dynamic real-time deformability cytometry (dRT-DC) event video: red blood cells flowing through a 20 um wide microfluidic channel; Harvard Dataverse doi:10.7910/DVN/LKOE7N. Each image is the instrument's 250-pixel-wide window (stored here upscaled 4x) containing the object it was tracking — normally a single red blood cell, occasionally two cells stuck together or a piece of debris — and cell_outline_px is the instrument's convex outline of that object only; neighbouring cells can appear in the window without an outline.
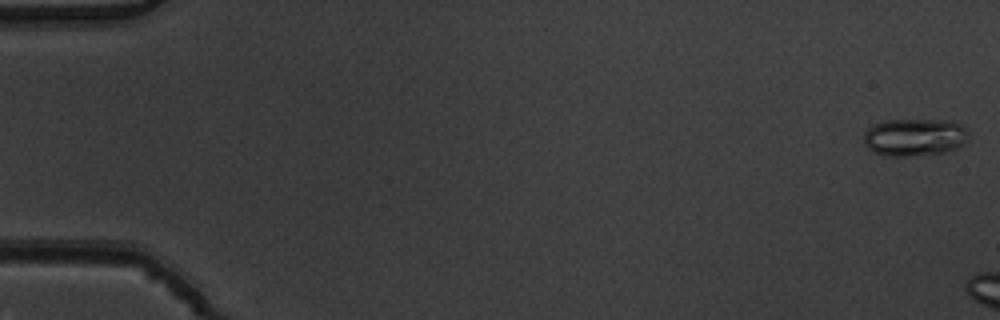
{"species": "common noctule bat (a hibernating species)", "species_latin": "Nyctalus noctula", "temperature_condition": "warm", "stored_images_in_passage": 9, "camera_frame_rate_fps": 3000, "um_per_image_px": 0.085, "animal": {"sex": "male", "body_mass_g": 19.5, "forearm_length_mm": 54.6}, "frame": {"image": 1, "passage_image": 1, "time_ms": 0.0, "image_size_px": [1000, 320], "cell_outline_px": [[968, 140], [964, 144], [956, 148], [944, 152], [916, 156], [884, 156], [872, 152], [864, 144], [864, 132], [868, 128], [884, 120], [948, 120], [960, 124], [968, 132]], "centroid_in_image_um": [77.72, 11.67], "position_along_channel_um": 7.3, "area_um2": 23.12}}
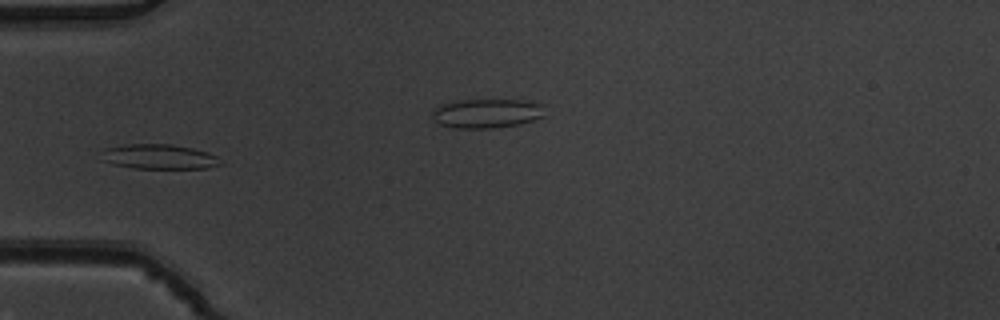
{"frame": {"image": 2, "passage_image": 7, "time_ms": 2.0, "image_size_px": [1000, 320], "cell_outline_px": [[224, 164], [208, 168], [136, 168], [112, 164], [100, 160], [104, 148], [124, 144], [172, 144], [192, 148], [208, 152], [216, 156]], "centroid_in_image_um": [13.51, 13.31], "position_along_channel_um": 71.5, "area_um2": 17.34}}